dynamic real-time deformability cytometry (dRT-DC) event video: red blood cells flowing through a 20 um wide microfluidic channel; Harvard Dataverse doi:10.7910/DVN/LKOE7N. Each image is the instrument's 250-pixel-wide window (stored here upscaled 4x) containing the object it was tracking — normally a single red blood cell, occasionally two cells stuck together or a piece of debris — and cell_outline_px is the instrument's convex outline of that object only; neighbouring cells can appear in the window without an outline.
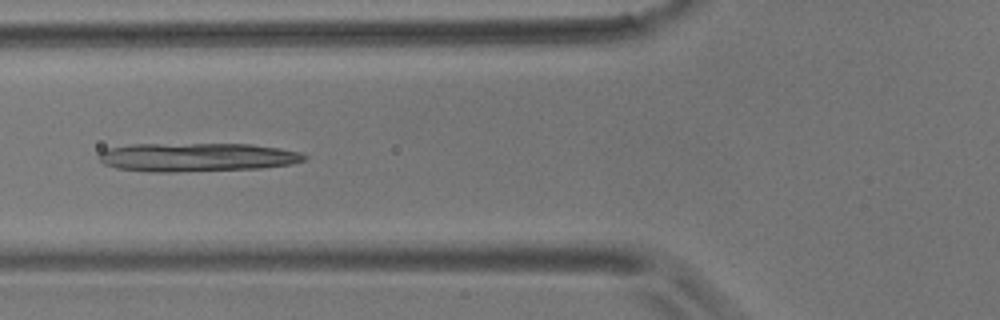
{"species": "common noctule bat (a hibernating species)", "species_latin": "Nyctalus noctula", "temperature_condition": "room temperature", "stored_images_in_passage": 6, "camera_frame_rate_fps": 3000, "um_per_image_px": 0.085, "animal": {"sex": "male", "body_mass_g": 17.9}, "frame": {"image": 1, "passage_image": 6, "time_ms": 6.0, "image_size_px": [1000, 320], "cell_outline_px": [[308, 160], [292, 164], [260, 168], [172, 172], [156, 172], [116, 168], [104, 164], [96, 156], [100, 152], [108, 148], [132, 144], [252, 144], [280, 148], [300, 152], [308, 156]], "centroid_in_image_um": [16.76, 13.36], "position_along_channel_um": 109.0, "area_um2": 34.45}}